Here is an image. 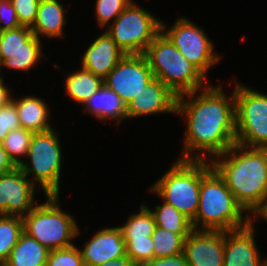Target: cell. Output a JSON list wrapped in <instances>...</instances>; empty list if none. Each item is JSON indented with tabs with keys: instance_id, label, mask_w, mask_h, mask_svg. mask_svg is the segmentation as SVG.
<instances>
[{
	"instance_id": "ab89813d",
	"label": "cell",
	"mask_w": 267,
	"mask_h": 266,
	"mask_svg": "<svg viewBox=\"0 0 267 266\" xmlns=\"http://www.w3.org/2000/svg\"><path fill=\"white\" fill-rule=\"evenodd\" d=\"M259 216H262L263 218L267 219V207Z\"/></svg>"
},
{
	"instance_id": "277c9868",
	"label": "cell",
	"mask_w": 267,
	"mask_h": 266,
	"mask_svg": "<svg viewBox=\"0 0 267 266\" xmlns=\"http://www.w3.org/2000/svg\"><path fill=\"white\" fill-rule=\"evenodd\" d=\"M163 33L161 31L144 52L154 78L162 81L177 96L203 88L205 76Z\"/></svg>"
},
{
	"instance_id": "ba28073f",
	"label": "cell",
	"mask_w": 267,
	"mask_h": 266,
	"mask_svg": "<svg viewBox=\"0 0 267 266\" xmlns=\"http://www.w3.org/2000/svg\"><path fill=\"white\" fill-rule=\"evenodd\" d=\"M165 25L152 14L131 3L114 19L107 32L125 54H144Z\"/></svg>"
},
{
	"instance_id": "2e32d148",
	"label": "cell",
	"mask_w": 267,
	"mask_h": 266,
	"mask_svg": "<svg viewBox=\"0 0 267 266\" xmlns=\"http://www.w3.org/2000/svg\"><path fill=\"white\" fill-rule=\"evenodd\" d=\"M252 224L225 232L223 266H261L262 259L256 248Z\"/></svg>"
},
{
	"instance_id": "d6a6232c",
	"label": "cell",
	"mask_w": 267,
	"mask_h": 266,
	"mask_svg": "<svg viewBox=\"0 0 267 266\" xmlns=\"http://www.w3.org/2000/svg\"><path fill=\"white\" fill-rule=\"evenodd\" d=\"M21 26L32 27L36 21L40 0H11Z\"/></svg>"
},
{
	"instance_id": "ffe728a7",
	"label": "cell",
	"mask_w": 267,
	"mask_h": 266,
	"mask_svg": "<svg viewBox=\"0 0 267 266\" xmlns=\"http://www.w3.org/2000/svg\"><path fill=\"white\" fill-rule=\"evenodd\" d=\"M65 22L64 8L58 0H40L36 21L31 30L37 38L40 34L55 38L63 35Z\"/></svg>"
},
{
	"instance_id": "484cf974",
	"label": "cell",
	"mask_w": 267,
	"mask_h": 266,
	"mask_svg": "<svg viewBox=\"0 0 267 266\" xmlns=\"http://www.w3.org/2000/svg\"><path fill=\"white\" fill-rule=\"evenodd\" d=\"M23 232V218L16 215H0V261L9 258L11 250Z\"/></svg>"
},
{
	"instance_id": "7a4b0ae2",
	"label": "cell",
	"mask_w": 267,
	"mask_h": 266,
	"mask_svg": "<svg viewBox=\"0 0 267 266\" xmlns=\"http://www.w3.org/2000/svg\"><path fill=\"white\" fill-rule=\"evenodd\" d=\"M211 167L245 211L259 216L267 207V149L232 145ZM228 157V158H227Z\"/></svg>"
},
{
	"instance_id": "f1b7e54d",
	"label": "cell",
	"mask_w": 267,
	"mask_h": 266,
	"mask_svg": "<svg viewBox=\"0 0 267 266\" xmlns=\"http://www.w3.org/2000/svg\"><path fill=\"white\" fill-rule=\"evenodd\" d=\"M125 241L126 255L136 266L154 258V243L151 236L145 238H123Z\"/></svg>"
},
{
	"instance_id": "ac0fdd59",
	"label": "cell",
	"mask_w": 267,
	"mask_h": 266,
	"mask_svg": "<svg viewBox=\"0 0 267 266\" xmlns=\"http://www.w3.org/2000/svg\"><path fill=\"white\" fill-rule=\"evenodd\" d=\"M15 107L18 112L21 128H24L32 133H40L52 130L49 119V109L45 102L37 97L26 96L16 101Z\"/></svg>"
},
{
	"instance_id": "74e56055",
	"label": "cell",
	"mask_w": 267,
	"mask_h": 266,
	"mask_svg": "<svg viewBox=\"0 0 267 266\" xmlns=\"http://www.w3.org/2000/svg\"><path fill=\"white\" fill-rule=\"evenodd\" d=\"M95 266H136L132 260L126 255L124 257L107 261L104 264H98Z\"/></svg>"
},
{
	"instance_id": "7402d4cb",
	"label": "cell",
	"mask_w": 267,
	"mask_h": 266,
	"mask_svg": "<svg viewBox=\"0 0 267 266\" xmlns=\"http://www.w3.org/2000/svg\"><path fill=\"white\" fill-rule=\"evenodd\" d=\"M65 84L67 94L73 100L83 104L102 87L104 80L82 68L81 71L70 74Z\"/></svg>"
},
{
	"instance_id": "30bf717a",
	"label": "cell",
	"mask_w": 267,
	"mask_h": 266,
	"mask_svg": "<svg viewBox=\"0 0 267 266\" xmlns=\"http://www.w3.org/2000/svg\"><path fill=\"white\" fill-rule=\"evenodd\" d=\"M164 34L178 48L181 54L204 76L210 66L220 60L214 55L211 40L200 28L186 18L178 19Z\"/></svg>"
},
{
	"instance_id": "f546056e",
	"label": "cell",
	"mask_w": 267,
	"mask_h": 266,
	"mask_svg": "<svg viewBox=\"0 0 267 266\" xmlns=\"http://www.w3.org/2000/svg\"><path fill=\"white\" fill-rule=\"evenodd\" d=\"M33 36L30 27L19 26L0 32V50L28 49V40Z\"/></svg>"
},
{
	"instance_id": "8992f818",
	"label": "cell",
	"mask_w": 267,
	"mask_h": 266,
	"mask_svg": "<svg viewBox=\"0 0 267 266\" xmlns=\"http://www.w3.org/2000/svg\"><path fill=\"white\" fill-rule=\"evenodd\" d=\"M201 160H178L152 187L163 200L191 221L199 207Z\"/></svg>"
},
{
	"instance_id": "1f68e13d",
	"label": "cell",
	"mask_w": 267,
	"mask_h": 266,
	"mask_svg": "<svg viewBox=\"0 0 267 266\" xmlns=\"http://www.w3.org/2000/svg\"><path fill=\"white\" fill-rule=\"evenodd\" d=\"M131 3V0H97L96 15L101 27L117 16Z\"/></svg>"
},
{
	"instance_id": "e0dca14e",
	"label": "cell",
	"mask_w": 267,
	"mask_h": 266,
	"mask_svg": "<svg viewBox=\"0 0 267 266\" xmlns=\"http://www.w3.org/2000/svg\"><path fill=\"white\" fill-rule=\"evenodd\" d=\"M124 56L125 53L106 30L85 51L82 68L104 80Z\"/></svg>"
},
{
	"instance_id": "5b68a950",
	"label": "cell",
	"mask_w": 267,
	"mask_h": 266,
	"mask_svg": "<svg viewBox=\"0 0 267 266\" xmlns=\"http://www.w3.org/2000/svg\"><path fill=\"white\" fill-rule=\"evenodd\" d=\"M58 195H48L41 205L34 206L23 218V231L49 250L72 246V238L79 235L71 215L58 206Z\"/></svg>"
},
{
	"instance_id": "8fae6325",
	"label": "cell",
	"mask_w": 267,
	"mask_h": 266,
	"mask_svg": "<svg viewBox=\"0 0 267 266\" xmlns=\"http://www.w3.org/2000/svg\"><path fill=\"white\" fill-rule=\"evenodd\" d=\"M153 79V72L144 54H125L104 79V85L127 105Z\"/></svg>"
},
{
	"instance_id": "6da1fadb",
	"label": "cell",
	"mask_w": 267,
	"mask_h": 266,
	"mask_svg": "<svg viewBox=\"0 0 267 266\" xmlns=\"http://www.w3.org/2000/svg\"><path fill=\"white\" fill-rule=\"evenodd\" d=\"M223 92L219 85L204 89L196 98V91L178 96L176 113H184L188 121L184 140L186 153L183 152L180 160H205V153L201 156L199 151L219 156L236 144L234 92L231 101ZM185 95L190 97L189 102L184 100ZM193 150L199 152L195 157L191 154Z\"/></svg>"
},
{
	"instance_id": "d4e9b609",
	"label": "cell",
	"mask_w": 267,
	"mask_h": 266,
	"mask_svg": "<svg viewBox=\"0 0 267 266\" xmlns=\"http://www.w3.org/2000/svg\"><path fill=\"white\" fill-rule=\"evenodd\" d=\"M190 234H175L156 226L151 235L154 243V258L172 257L184 253L185 239Z\"/></svg>"
},
{
	"instance_id": "5bb4252c",
	"label": "cell",
	"mask_w": 267,
	"mask_h": 266,
	"mask_svg": "<svg viewBox=\"0 0 267 266\" xmlns=\"http://www.w3.org/2000/svg\"><path fill=\"white\" fill-rule=\"evenodd\" d=\"M177 100L178 96L170 88L154 78L127 104V118L161 112L176 113Z\"/></svg>"
},
{
	"instance_id": "603a6c76",
	"label": "cell",
	"mask_w": 267,
	"mask_h": 266,
	"mask_svg": "<svg viewBox=\"0 0 267 266\" xmlns=\"http://www.w3.org/2000/svg\"><path fill=\"white\" fill-rule=\"evenodd\" d=\"M40 45V39L33 35L28 40V49L0 50V66L29 71L44 56Z\"/></svg>"
},
{
	"instance_id": "9c48e42d",
	"label": "cell",
	"mask_w": 267,
	"mask_h": 266,
	"mask_svg": "<svg viewBox=\"0 0 267 266\" xmlns=\"http://www.w3.org/2000/svg\"><path fill=\"white\" fill-rule=\"evenodd\" d=\"M57 134L53 129L33 133L27 155L31 166L22 162L19 168L28 176L33 173L34 180L44 190L46 196H59V181L61 171V149Z\"/></svg>"
},
{
	"instance_id": "836d02e7",
	"label": "cell",
	"mask_w": 267,
	"mask_h": 266,
	"mask_svg": "<svg viewBox=\"0 0 267 266\" xmlns=\"http://www.w3.org/2000/svg\"><path fill=\"white\" fill-rule=\"evenodd\" d=\"M21 128L18 112L15 103L10 101L7 105L0 108V143L3 142L7 134Z\"/></svg>"
},
{
	"instance_id": "d590c367",
	"label": "cell",
	"mask_w": 267,
	"mask_h": 266,
	"mask_svg": "<svg viewBox=\"0 0 267 266\" xmlns=\"http://www.w3.org/2000/svg\"><path fill=\"white\" fill-rule=\"evenodd\" d=\"M142 266H189L184 253L164 258H153Z\"/></svg>"
},
{
	"instance_id": "b9f144b4",
	"label": "cell",
	"mask_w": 267,
	"mask_h": 266,
	"mask_svg": "<svg viewBox=\"0 0 267 266\" xmlns=\"http://www.w3.org/2000/svg\"><path fill=\"white\" fill-rule=\"evenodd\" d=\"M261 266H267V259H266V260H264V262L262 261V264H261Z\"/></svg>"
},
{
	"instance_id": "8d00e7d4",
	"label": "cell",
	"mask_w": 267,
	"mask_h": 266,
	"mask_svg": "<svg viewBox=\"0 0 267 266\" xmlns=\"http://www.w3.org/2000/svg\"><path fill=\"white\" fill-rule=\"evenodd\" d=\"M15 167L0 143V175L12 171Z\"/></svg>"
},
{
	"instance_id": "52a82bcc",
	"label": "cell",
	"mask_w": 267,
	"mask_h": 266,
	"mask_svg": "<svg viewBox=\"0 0 267 266\" xmlns=\"http://www.w3.org/2000/svg\"><path fill=\"white\" fill-rule=\"evenodd\" d=\"M236 144L267 149V95L236 83Z\"/></svg>"
},
{
	"instance_id": "7c38bea8",
	"label": "cell",
	"mask_w": 267,
	"mask_h": 266,
	"mask_svg": "<svg viewBox=\"0 0 267 266\" xmlns=\"http://www.w3.org/2000/svg\"><path fill=\"white\" fill-rule=\"evenodd\" d=\"M34 183L19 167L0 175V215L23 217L34 207Z\"/></svg>"
},
{
	"instance_id": "f35d334b",
	"label": "cell",
	"mask_w": 267,
	"mask_h": 266,
	"mask_svg": "<svg viewBox=\"0 0 267 266\" xmlns=\"http://www.w3.org/2000/svg\"><path fill=\"white\" fill-rule=\"evenodd\" d=\"M9 93V90L3 85L2 77H0V108L12 101Z\"/></svg>"
},
{
	"instance_id": "4dcf8cb0",
	"label": "cell",
	"mask_w": 267,
	"mask_h": 266,
	"mask_svg": "<svg viewBox=\"0 0 267 266\" xmlns=\"http://www.w3.org/2000/svg\"><path fill=\"white\" fill-rule=\"evenodd\" d=\"M45 266H84L80 249L74 245L50 250Z\"/></svg>"
},
{
	"instance_id": "44dd1931",
	"label": "cell",
	"mask_w": 267,
	"mask_h": 266,
	"mask_svg": "<svg viewBox=\"0 0 267 266\" xmlns=\"http://www.w3.org/2000/svg\"><path fill=\"white\" fill-rule=\"evenodd\" d=\"M50 250L24 231L6 260L8 266H45Z\"/></svg>"
},
{
	"instance_id": "60d3db41",
	"label": "cell",
	"mask_w": 267,
	"mask_h": 266,
	"mask_svg": "<svg viewBox=\"0 0 267 266\" xmlns=\"http://www.w3.org/2000/svg\"><path fill=\"white\" fill-rule=\"evenodd\" d=\"M0 266H8L6 261H0Z\"/></svg>"
},
{
	"instance_id": "3957f363",
	"label": "cell",
	"mask_w": 267,
	"mask_h": 266,
	"mask_svg": "<svg viewBox=\"0 0 267 266\" xmlns=\"http://www.w3.org/2000/svg\"><path fill=\"white\" fill-rule=\"evenodd\" d=\"M245 210L237 202L226 183L206 160H201V183L199 207L191 221L193 229L203 225L200 230L234 231L246 227L252 218L242 217ZM202 222V223H201Z\"/></svg>"
},
{
	"instance_id": "e575fe53",
	"label": "cell",
	"mask_w": 267,
	"mask_h": 266,
	"mask_svg": "<svg viewBox=\"0 0 267 266\" xmlns=\"http://www.w3.org/2000/svg\"><path fill=\"white\" fill-rule=\"evenodd\" d=\"M5 22L4 25H1ZM21 26L11 0H0V32Z\"/></svg>"
},
{
	"instance_id": "83f0119b",
	"label": "cell",
	"mask_w": 267,
	"mask_h": 266,
	"mask_svg": "<svg viewBox=\"0 0 267 266\" xmlns=\"http://www.w3.org/2000/svg\"><path fill=\"white\" fill-rule=\"evenodd\" d=\"M32 136L33 133L31 131L19 128L10 131L1 143L3 149L7 152L10 160L16 167H19L23 162L19 157L27 155Z\"/></svg>"
},
{
	"instance_id": "cb8c5ba5",
	"label": "cell",
	"mask_w": 267,
	"mask_h": 266,
	"mask_svg": "<svg viewBox=\"0 0 267 266\" xmlns=\"http://www.w3.org/2000/svg\"><path fill=\"white\" fill-rule=\"evenodd\" d=\"M152 211L156 226L175 234H190L194 229L191 220L171 204L164 201L162 206H156Z\"/></svg>"
},
{
	"instance_id": "9a60e30c",
	"label": "cell",
	"mask_w": 267,
	"mask_h": 266,
	"mask_svg": "<svg viewBox=\"0 0 267 266\" xmlns=\"http://www.w3.org/2000/svg\"><path fill=\"white\" fill-rule=\"evenodd\" d=\"M80 252L84 266L104 264L107 261L126 256L121 228H107L97 232Z\"/></svg>"
},
{
	"instance_id": "4fadbf2b",
	"label": "cell",
	"mask_w": 267,
	"mask_h": 266,
	"mask_svg": "<svg viewBox=\"0 0 267 266\" xmlns=\"http://www.w3.org/2000/svg\"><path fill=\"white\" fill-rule=\"evenodd\" d=\"M225 231L193 230L185 239L189 266H223Z\"/></svg>"
},
{
	"instance_id": "4316f807",
	"label": "cell",
	"mask_w": 267,
	"mask_h": 266,
	"mask_svg": "<svg viewBox=\"0 0 267 266\" xmlns=\"http://www.w3.org/2000/svg\"><path fill=\"white\" fill-rule=\"evenodd\" d=\"M138 214H133L124 226H121L123 238H145L151 236L156 228L155 217L145 205Z\"/></svg>"
},
{
	"instance_id": "d6986e66",
	"label": "cell",
	"mask_w": 267,
	"mask_h": 266,
	"mask_svg": "<svg viewBox=\"0 0 267 266\" xmlns=\"http://www.w3.org/2000/svg\"><path fill=\"white\" fill-rule=\"evenodd\" d=\"M83 105L87 107L90 114L102 121L114 118L119 123L122 119L127 118V105L104 84Z\"/></svg>"
}]
</instances>
